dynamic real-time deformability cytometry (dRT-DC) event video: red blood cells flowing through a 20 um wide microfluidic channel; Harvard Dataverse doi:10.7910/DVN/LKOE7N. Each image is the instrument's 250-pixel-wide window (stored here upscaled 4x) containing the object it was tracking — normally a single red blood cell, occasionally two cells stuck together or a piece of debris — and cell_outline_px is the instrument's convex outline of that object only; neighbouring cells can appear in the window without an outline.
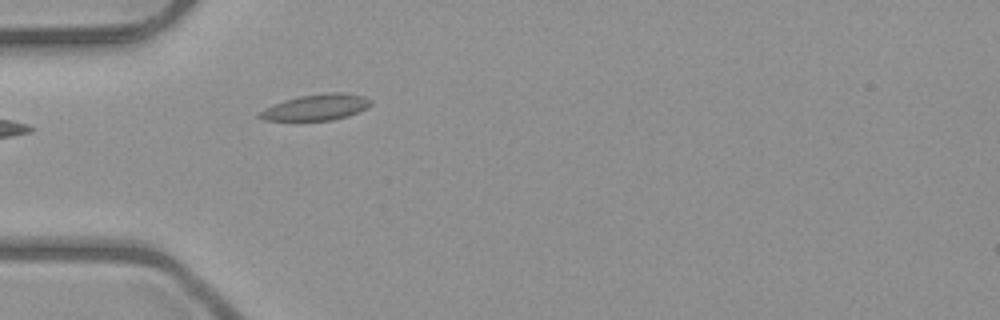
{"species": "common noctule bat (a hibernating species)", "species_latin": "Nyctalus noctula", "temperature_condition": "room temperature", "stored_images_in_passage": 4, "camera_frame_rate_fps": 3000, "um_per_image_px": 0.085, "animal": {"sex": "male", "body_mass_g": 23.1, "forearm_length_mm": 52.7}, "frame": {"image": 1, "passage_image": 4, "time_ms": 3.667, "image_size_px": [1000, 320], "cell_outline_px": [[372, 104], [348, 116], [332, 120], [264, 120], [256, 116], [264, 108], [284, 100], [300, 96], [324, 92], [344, 92], [364, 96], [372, 100]], "centroid_in_image_um": [26.87, 9.1], "position_along_channel_um": 58.1, "area_um2": 16.82}}